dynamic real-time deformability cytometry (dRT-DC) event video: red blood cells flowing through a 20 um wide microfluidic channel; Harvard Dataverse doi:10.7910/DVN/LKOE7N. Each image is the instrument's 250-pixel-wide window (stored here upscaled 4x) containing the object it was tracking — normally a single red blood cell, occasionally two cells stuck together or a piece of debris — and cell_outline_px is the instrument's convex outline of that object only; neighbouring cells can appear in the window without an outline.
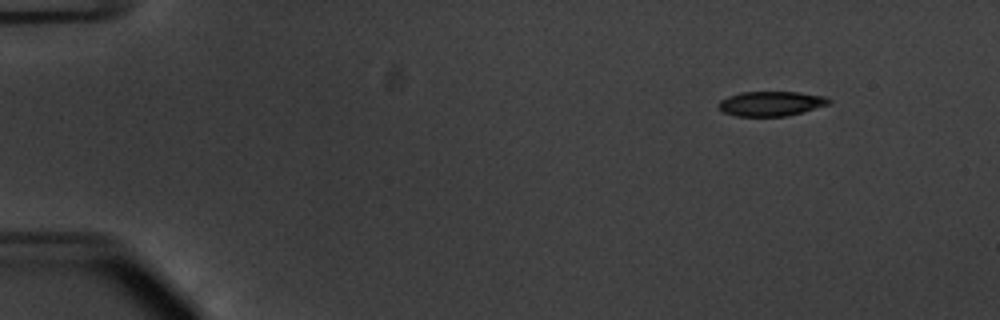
{"species": "common noctule bat (a hibernating species)", "species_latin": "Nyctalus noctula", "temperature_condition": "warm", "stored_images_in_passage": 55, "camera_frame_rate_fps": 3000, "um_per_image_px": 0.085, "animal": {"sex": "male", "body_mass_g": 20.1, "forearm_length_mm": 53.5}, "frame": {"image": 1, "passage_image": 7, "time_ms": 2.0, "image_size_px": [1000, 320], "cell_outline_px": [[832, 100], [828, 104], [804, 112], [788, 116], [736, 116], [724, 112], [720, 108], [720, 100], [728, 96], [740, 92], [800, 92], [824, 96]], "centroid_in_image_um": [65.56, 8.8], "position_along_channel_um": 19.4, "area_um2": 15.84}}
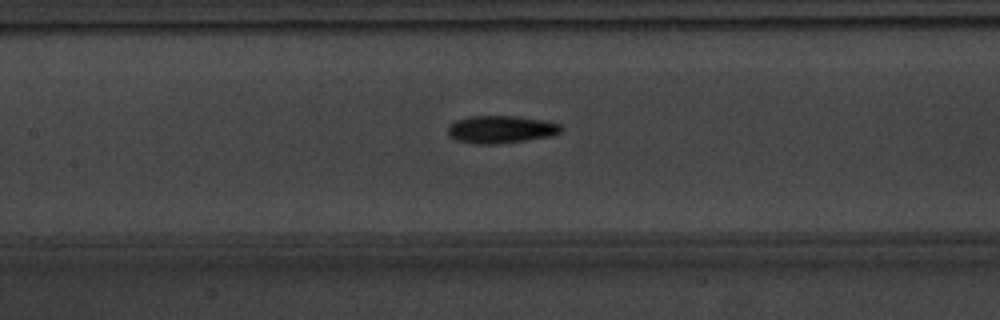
{"frame": {"image": 2, "passage_image": 27, "time_ms": 8.667, "image_size_px": [1000, 320], "cell_outline_px": [[564, 128], [560, 132], [552, 136], [496, 144], [476, 144], [456, 140], [448, 132], [448, 128], [456, 120], [468, 116], [516, 116], [540, 120], [560, 124]], "centroid_in_image_um": [42.59, 11.0], "position_along_channel_um": 164.8, "area_um2": 17.98}}
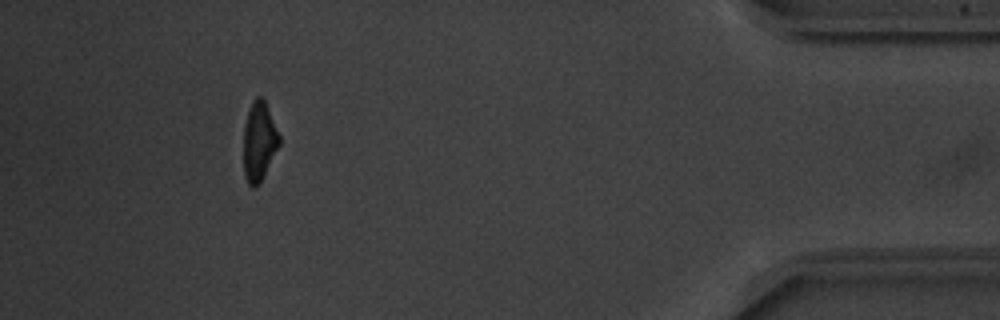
{"frame": {"image": 3, "passage_image": 51, "time_ms": 16.667, "image_size_px": [1000, 320], "cell_outline_px": [[280, 144], [260, 180], [252, 188], [248, 184], [244, 176], [244, 124], [252, 100], [256, 96], [260, 96], [264, 100], [268, 108], [280, 136]], "centroid_in_image_um": [22.01, 11.97], "position_along_channel_um": 413.2, "area_um2": 16.13}, "authors_computed_cell_mechanics": {"area_um2": 17.1088, "velocity_mm_per_s": 3.7772, "shape_relaxation_time_tau1_ms": 3.8386, "shape_relaxation_time_tau2_ms": 4.0935, "deformation_change_tau1": 0.1448, "deformation_change_tau2": 0.1066}}